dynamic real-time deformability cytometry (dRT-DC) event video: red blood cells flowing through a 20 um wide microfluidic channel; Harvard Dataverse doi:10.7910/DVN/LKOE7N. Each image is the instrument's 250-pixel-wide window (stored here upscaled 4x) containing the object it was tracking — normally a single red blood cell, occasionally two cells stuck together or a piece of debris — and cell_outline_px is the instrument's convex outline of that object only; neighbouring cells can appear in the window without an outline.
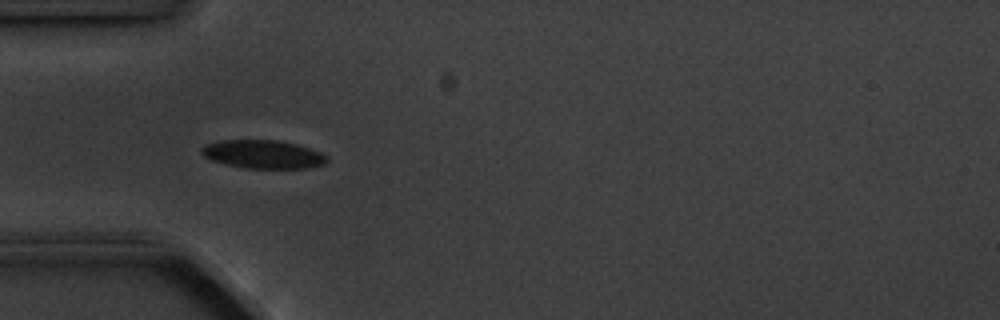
{"species": "common noctule bat (a hibernating species)", "species_latin": "Nyctalus noctula", "temperature_condition": "cold", "stored_images_in_passage": 5, "camera_frame_rate_fps": 3000, "um_per_image_px": 0.085, "animal": {"sex": "male", "body_mass_g": 20.1, "forearm_length_mm": 53.5}, "frame": {"image": 1, "passage_image": 4, "time_ms": 3.667, "image_size_px": [1000, 320], "cell_outline_px": [[328, 160], [324, 164], [308, 168], [244, 168], [212, 160], [204, 156], [200, 152], [200, 148], [208, 144], [220, 140], [276, 140], [296, 144], [320, 152], [328, 156]], "centroid_in_image_um": [22.37, 13.11], "position_along_channel_um": 62.6, "area_um2": 20.58}}